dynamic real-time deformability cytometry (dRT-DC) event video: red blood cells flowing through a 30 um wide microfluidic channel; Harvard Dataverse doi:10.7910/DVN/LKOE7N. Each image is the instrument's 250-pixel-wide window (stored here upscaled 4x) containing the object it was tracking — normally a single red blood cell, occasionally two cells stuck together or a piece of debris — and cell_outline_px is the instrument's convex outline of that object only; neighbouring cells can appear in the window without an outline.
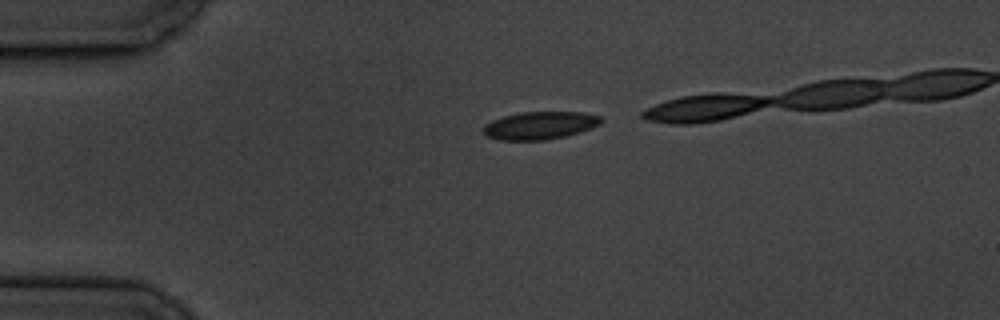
{"species": "common noctule bat (a hibernating species)", "species_latin": "Nyctalus noctula", "temperature_condition": "cold", "stored_images_in_passage": 3, "camera_frame_rate_fps": 3000, "um_per_image_px": 0.085, "animal": {"sex": "male", "body_mass_g": 19.5, "forearm_length_mm": 54.6}, "frame": {"image": 1, "passage_image": 1, "time_ms": 0.0, "image_size_px": [1000, 320], "cell_outline_px": [[604, 120], [600, 124], [592, 128], [580, 132], [564, 136], [544, 140], [500, 140], [488, 136], [484, 132], [484, 124], [492, 120], [504, 116], [520, 112], [584, 112], [600, 116]], "centroid_in_image_um": [45.92, 10.65], "position_along_channel_um": 39.1, "area_um2": 19.02}}